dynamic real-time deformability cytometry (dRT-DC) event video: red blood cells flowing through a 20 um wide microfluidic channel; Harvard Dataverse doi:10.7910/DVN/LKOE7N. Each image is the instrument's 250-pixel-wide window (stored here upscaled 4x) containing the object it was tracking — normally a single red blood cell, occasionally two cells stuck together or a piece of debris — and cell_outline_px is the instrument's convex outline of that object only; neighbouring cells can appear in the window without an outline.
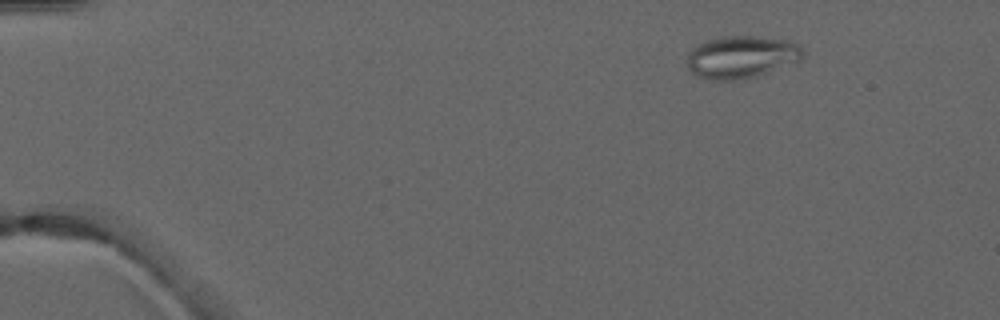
{"species": "common noctule bat (a hibernating species)", "species_latin": "Nyctalus noctula", "temperature_condition": "warm", "stored_images_in_passage": 5, "camera_frame_rate_fps": 3000, "um_per_image_px": 0.085, "animal": {"sex": "male", "forearm_length_mm": 52.5}, "frame": {"image": 1, "passage_image": 2, "time_ms": 1.0, "image_size_px": [1000, 320], "cell_outline_px": [[804, 56], [800, 60], [756, 76], [736, 80], [712, 80], [700, 76], [692, 72], [688, 68], [688, 52], [692, 48], [704, 40], [724, 36], [756, 36], [784, 40], [796, 44], [804, 52]], "centroid_in_image_um": [62.98, 4.83], "position_along_channel_um": 22.0, "area_um2": 28.32}}